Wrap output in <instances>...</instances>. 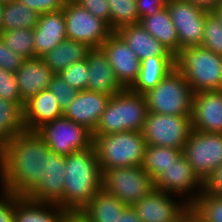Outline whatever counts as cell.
Segmentation results:
<instances>
[{
	"mask_svg": "<svg viewBox=\"0 0 222 222\" xmlns=\"http://www.w3.org/2000/svg\"><path fill=\"white\" fill-rule=\"evenodd\" d=\"M52 151L37 131L24 130L0 147V187L26 196L42 179Z\"/></svg>",
	"mask_w": 222,
	"mask_h": 222,
	"instance_id": "1",
	"label": "cell"
},
{
	"mask_svg": "<svg viewBox=\"0 0 222 222\" xmlns=\"http://www.w3.org/2000/svg\"><path fill=\"white\" fill-rule=\"evenodd\" d=\"M64 203L66 211H81L102 189V170L94 145L66 156Z\"/></svg>",
	"mask_w": 222,
	"mask_h": 222,
	"instance_id": "2",
	"label": "cell"
},
{
	"mask_svg": "<svg viewBox=\"0 0 222 222\" xmlns=\"http://www.w3.org/2000/svg\"><path fill=\"white\" fill-rule=\"evenodd\" d=\"M175 65L194 93L222 90V56L209 49L183 48L175 55Z\"/></svg>",
	"mask_w": 222,
	"mask_h": 222,
	"instance_id": "3",
	"label": "cell"
},
{
	"mask_svg": "<svg viewBox=\"0 0 222 222\" xmlns=\"http://www.w3.org/2000/svg\"><path fill=\"white\" fill-rule=\"evenodd\" d=\"M92 135L102 171L142 165L146 142L140 131Z\"/></svg>",
	"mask_w": 222,
	"mask_h": 222,
	"instance_id": "4",
	"label": "cell"
},
{
	"mask_svg": "<svg viewBox=\"0 0 222 222\" xmlns=\"http://www.w3.org/2000/svg\"><path fill=\"white\" fill-rule=\"evenodd\" d=\"M148 107L144 95L124 89L112 95L92 134L142 131Z\"/></svg>",
	"mask_w": 222,
	"mask_h": 222,
	"instance_id": "5",
	"label": "cell"
},
{
	"mask_svg": "<svg viewBox=\"0 0 222 222\" xmlns=\"http://www.w3.org/2000/svg\"><path fill=\"white\" fill-rule=\"evenodd\" d=\"M193 94L184 75L175 68L155 88L148 90L143 95L148 112L191 116Z\"/></svg>",
	"mask_w": 222,
	"mask_h": 222,
	"instance_id": "6",
	"label": "cell"
},
{
	"mask_svg": "<svg viewBox=\"0 0 222 222\" xmlns=\"http://www.w3.org/2000/svg\"><path fill=\"white\" fill-rule=\"evenodd\" d=\"M102 189L133 206L155 190V181L142 166L121 167L102 171Z\"/></svg>",
	"mask_w": 222,
	"mask_h": 222,
	"instance_id": "7",
	"label": "cell"
},
{
	"mask_svg": "<svg viewBox=\"0 0 222 222\" xmlns=\"http://www.w3.org/2000/svg\"><path fill=\"white\" fill-rule=\"evenodd\" d=\"M191 131V116L148 112L141 133L146 145L172 147L183 151Z\"/></svg>",
	"mask_w": 222,
	"mask_h": 222,
	"instance_id": "8",
	"label": "cell"
},
{
	"mask_svg": "<svg viewBox=\"0 0 222 222\" xmlns=\"http://www.w3.org/2000/svg\"><path fill=\"white\" fill-rule=\"evenodd\" d=\"M68 39L86 44L91 49H99L113 33L109 24L95 17L75 1H67L63 7Z\"/></svg>",
	"mask_w": 222,
	"mask_h": 222,
	"instance_id": "9",
	"label": "cell"
},
{
	"mask_svg": "<svg viewBox=\"0 0 222 222\" xmlns=\"http://www.w3.org/2000/svg\"><path fill=\"white\" fill-rule=\"evenodd\" d=\"M37 133L52 152L63 156L90 148L94 141L92 131L64 116L44 124Z\"/></svg>",
	"mask_w": 222,
	"mask_h": 222,
	"instance_id": "10",
	"label": "cell"
},
{
	"mask_svg": "<svg viewBox=\"0 0 222 222\" xmlns=\"http://www.w3.org/2000/svg\"><path fill=\"white\" fill-rule=\"evenodd\" d=\"M182 152L197 177L205 183L222 165V134L192 129Z\"/></svg>",
	"mask_w": 222,
	"mask_h": 222,
	"instance_id": "11",
	"label": "cell"
},
{
	"mask_svg": "<svg viewBox=\"0 0 222 222\" xmlns=\"http://www.w3.org/2000/svg\"><path fill=\"white\" fill-rule=\"evenodd\" d=\"M167 8L174 24L179 51L183 48L201 46L208 10L183 0H168Z\"/></svg>",
	"mask_w": 222,
	"mask_h": 222,
	"instance_id": "12",
	"label": "cell"
},
{
	"mask_svg": "<svg viewBox=\"0 0 222 222\" xmlns=\"http://www.w3.org/2000/svg\"><path fill=\"white\" fill-rule=\"evenodd\" d=\"M203 186L183 154L155 180V189L177 195L190 205L203 192Z\"/></svg>",
	"mask_w": 222,
	"mask_h": 222,
	"instance_id": "13",
	"label": "cell"
},
{
	"mask_svg": "<svg viewBox=\"0 0 222 222\" xmlns=\"http://www.w3.org/2000/svg\"><path fill=\"white\" fill-rule=\"evenodd\" d=\"M174 196L155 189L133 207L142 222H174L191 208L183 198Z\"/></svg>",
	"mask_w": 222,
	"mask_h": 222,
	"instance_id": "14",
	"label": "cell"
},
{
	"mask_svg": "<svg viewBox=\"0 0 222 222\" xmlns=\"http://www.w3.org/2000/svg\"><path fill=\"white\" fill-rule=\"evenodd\" d=\"M100 49L111 64L118 82L124 89H130L136 82L141 68V61L134 51L117 32H113Z\"/></svg>",
	"mask_w": 222,
	"mask_h": 222,
	"instance_id": "15",
	"label": "cell"
},
{
	"mask_svg": "<svg viewBox=\"0 0 222 222\" xmlns=\"http://www.w3.org/2000/svg\"><path fill=\"white\" fill-rule=\"evenodd\" d=\"M66 156L51 152L46 157L45 173L40 182L26 195L27 198L50 204L64 203Z\"/></svg>",
	"mask_w": 222,
	"mask_h": 222,
	"instance_id": "16",
	"label": "cell"
},
{
	"mask_svg": "<svg viewBox=\"0 0 222 222\" xmlns=\"http://www.w3.org/2000/svg\"><path fill=\"white\" fill-rule=\"evenodd\" d=\"M191 127L196 131L222 134V90L193 94Z\"/></svg>",
	"mask_w": 222,
	"mask_h": 222,
	"instance_id": "17",
	"label": "cell"
},
{
	"mask_svg": "<svg viewBox=\"0 0 222 222\" xmlns=\"http://www.w3.org/2000/svg\"><path fill=\"white\" fill-rule=\"evenodd\" d=\"M111 96L105 93L82 90L63 111V116L94 131Z\"/></svg>",
	"mask_w": 222,
	"mask_h": 222,
	"instance_id": "18",
	"label": "cell"
},
{
	"mask_svg": "<svg viewBox=\"0 0 222 222\" xmlns=\"http://www.w3.org/2000/svg\"><path fill=\"white\" fill-rule=\"evenodd\" d=\"M54 75L40 57L24 59L15 73L21 99L26 103L33 96L48 89Z\"/></svg>",
	"mask_w": 222,
	"mask_h": 222,
	"instance_id": "19",
	"label": "cell"
},
{
	"mask_svg": "<svg viewBox=\"0 0 222 222\" xmlns=\"http://www.w3.org/2000/svg\"><path fill=\"white\" fill-rule=\"evenodd\" d=\"M86 59L90 73L86 90L105 93L110 96L124 90L106 55L100 48L91 49Z\"/></svg>",
	"mask_w": 222,
	"mask_h": 222,
	"instance_id": "20",
	"label": "cell"
},
{
	"mask_svg": "<svg viewBox=\"0 0 222 222\" xmlns=\"http://www.w3.org/2000/svg\"><path fill=\"white\" fill-rule=\"evenodd\" d=\"M33 30L35 53L42 57L67 38L63 9L40 14Z\"/></svg>",
	"mask_w": 222,
	"mask_h": 222,
	"instance_id": "21",
	"label": "cell"
},
{
	"mask_svg": "<svg viewBox=\"0 0 222 222\" xmlns=\"http://www.w3.org/2000/svg\"><path fill=\"white\" fill-rule=\"evenodd\" d=\"M62 116L63 111L49 89L30 98L23 109V121L27 131H37L44 124Z\"/></svg>",
	"mask_w": 222,
	"mask_h": 222,
	"instance_id": "22",
	"label": "cell"
},
{
	"mask_svg": "<svg viewBox=\"0 0 222 222\" xmlns=\"http://www.w3.org/2000/svg\"><path fill=\"white\" fill-rule=\"evenodd\" d=\"M66 213L58 204L37 202L15 194L14 222H63Z\"/></svg>",
	"mask_w": 222,
	"mask_h": 222,
	"instance_id": "23",
	"label": "cell"
},
{
	"mask_svg": "<svg viewBox=\"0 0 222 222\" xmlns=\"http://www.w3.org/2000/svg\"><path fill=\"white\" fill-rule=\"evenodd\" d=\"M117 33L140 61L153 56H175L140 24L124 26Z\"/></svg>",
	"mask_w": 222,
	"mask_h": 222,
	"instance_id": "24",
	"label": "cell"
},
{
	"mask_svg": "<svg viewBox=\"0 0 222 222\" xmlns=\"http://www.w3.org/2000/svg\"><path fill=\"white\" fill-rule=\"evenodd\" d=\"M175 68V56H153L143 59L139 76L130 90L143 95L155 88Z\"/></svg>",
	"mask_w": 222,
	"mask_h": 222,
	"instance_id": "25",
	"label": "cell"
},
{
	"mask_svg": "<svg viewBox=\"0 0 222 222\" xmlns=\"http://www.w3.org/2000/svg\"><path fill=\"white\" fill-rule=\"evenodd\" d=\"M139 24L172 54L176 55L179 52L177 31L171 21L167 7L153 15L144 16L140 19Z\"/></svg>",
	"mask_w": 222,
	"mask_h": 222,
	"instance_id": "26",
	"label": "cell"
},
{
	"mask_svg": "<svg viewBox=\"0 0 222 222\" xmlns=\"http://www.w3.org/2000/svg\"><path fill=\"white\" fill-rule=\"evenodd\" d=\"M90 50L86 44L66 38L40 58L54 74H59L69 65L86 59Z\"/></svg>",
	"mask_w": 222,
	"mask_h": 222,
	"instance_id": "27",
	"label": "cell"
},
{
	"mask_svg": "<svg viewBox=\"0 0 222 222\" xmlns=\"http://www.w3.org/2000/svg\"><path fill=\"white\" fill-rule=\"evenodd\" d=\"M127 205L101 189L81 210L91 222H117Z\"/></svg>",
	"mask_w": 222,
	"mask_h": 222,
	"instance_id": "28",
	"label": "cell"
},
{
	"mask_svg": "<svg viewBox=\"0 0 222 222\" xmlns=\"http://www.w3.org/2000/svg\"><path fill=\"white\" fill-rule=\"evenodd\" d=\"M40 13L19 1H12L4 5L1 32L13 29H34L39 21Z\"/></svg>",
	"mask_w": 222,
	"mask_h": 222,
	"instance_id": "29",
	"label": "cell"
},
{
	"mask_svg": "<svg viewBox=\"0 0 222 222\" xmlns=\"http://www.w3.org/2000/svg\"><path fill=\"white\" fill-rule=\"evenodd\" d=\"M182 154L183 152L180 149L146 145L141 166L155 181Z\"/></svg>",
	"mask_w": 222,
	"mask_h": 222,
	"instance_id": "30",
	"label": "cell"
},
{
	"mask_svg": "<svg viewBox=\"0 0 222 222\" xmlns=\"http://www.w3.org/2000/svg\"><path fill=\"white\" fill-rule=\"evenodd\" d=\"M24 130L23 110L16 103L0 98V147Z\"/></svg>",
	"mask_w": 222,
	"mask_h": 222,
	"instance_id": "31",
	"label": "cell"
},
{
	"mask_svg": "<svg viewBox=\"0 0 222 222\" xmlns=\"http://www.w3.org/2000/svg\"><path fill=\"white\" fill-rule=\"evenodd\" d=\"M0 37L8 48L24 59L38 58L35 53L33 29L22 28L0 32Z\"/></svg>",
	"mask_w": 222,
	"mask_h": 222,
	"instance_id": "32",
	"label": "cell"
},
{
	"mask_svg": "<svg viewBox=\"0 0 222 222\" xmlns=\"http://www.w3.org/2000/svg\"><path fill=\"white\" fill-rule=\"evenodd\" d=\"M110 8V28L117 32L128 25L139 24L136 0H108Z\"/></svg>",
	"mask_w": 222,
	"mask_h": 222,
	"instance_id": "33",
	"label": "cell"
},
{
	"mask_svg": "<svg viewBox=\"0 0 222 222\" xmlns=\"http://www.w3.org/2000/svg\"><path fill=\"white\" fill-rule=\"evenodd\" d=\"M191 209L200 222H222V197L203 191Z\"/></svg>",
	"mask_w": 222,
	"mask_h": 222,
	"instance_id": "34",
	"label": "cell"
},
{
	"mask_svg": "<svg viewBox=\"0 0 222 222\" xmlns=\"http://www.w3.org/2000/svg\"><path fill=\"white\" fill-rule=\"evenodd\" d=\"M201 46L222 56V22L214 11L206 14Z\"/></svg>",
	"mask_w": 222,
	"mask_h": 222,
	"instance_id": "35",
	"label": "cell"
},
{
	"mask_svg": "<svg viewBox=\"0 0 222 222\" xmlns=\"http://www.w3.org/2000/svg\"><path fill=\"white\" fill-rule=\"evenodd\" d=\"M59 75L70 87L78 91L86 90L90 76L87 59L69 65L62 70Z\"/></svg>",
	"mask_w": 222,
	"mask_h": 222,
	"instance_id": "36",
	"label": "cell"
},
{
	"mask_svg": "<svg viewBox=\"0 0 222 222\" xmlns=\"http://www.w3.org/2000/svg\"><path fill=\"white\" fill-rule=\"evenodd\" d=\"M0 98L16 103L22 110L25 102L18 91L15 73L0 68Z\"/></svg>",
	"mask_w": 222,
	"mask_h": 222,
	"instance_id": "37",
	"label": "cell"
},
{
	"mask_svg": "<svg viewBox=\"0 0 222 222\" xmlns=\"http://www.w3.org/2000/svg\"><path fill=\"white\" fill-rule=\"evenodd\" d=\"M48 89L54 94L62 111L70 105L78 93V90L70 87L59 74L53 76Z\"/></svg>",
	"mask_w": 222,
	"mask_h": 222,
	"instance_id": "38",
	"label": "cell"
},
{
	"mask_svg": "<svg viewBox=\"0 0 222 222\" xmlns=\"http://www.w3.org/2000/svg\"><path fill=\"white\" fill-rule=\"evenodd\" d=\"M23 60L24 58L8 48L0 37V68L16 73Z\"/></svg>",
	"mask_w": 222,
	"mask_h": 222,
	"instance_id": "39",
	"label": "cell"
},
{
	"mask_svg": "<svg viewBox=\"0 0 222 222\" xmlns=\"http://www.w3.org/2000/svg\"><path fill=\"white\" fill-rule=\"evenodd\" d=\"M81 7L88 10L95 17L101 18L110 26V8L108 0H75Z\"/></svg>",
	"mask_w": 222,
	"mask_h": 222,
	"instance_id": "40",
	"label": "cell"
},
{
	"mask_svg": "<svg viewBox=\"0 0 222 222\" xmlns=\"http://www.w3.org/2000/svg\"><path fill=\"white\" fill-rule=\"evenodd\" d=\"M14 209L15 193L0 187V222H14Z\"/></svg>",
	"mask_w": 222,
	"mask_h": 222,
	"instance_id": "41",
	"label": "cell"
},
{
	"mask_svg": "<svg viewBox=\"0 0 222 222\" xmlns=\"http://www.w3.org/2000/svg\"><path fill=\"white\" fill-rule=\"evenodd\" d=\"M40 14L62 10L65 0H17Z\"/></svg>",
	"mask_w": 222,
	"mask_h": 222,
	"instance_id": "42",
	"label": "cell"
},
{
	"mask_svg": "<svg viewBox=\"0 0 222 222\" xmlns=\"http://www.w3.org/2000/svg\"><path fill=\"white\" fill-rule=\"evenodd\" d=\"M168 0H136L139 18L150 16L167 7Z\"/></svg>",
	"mask_w": 222,
	"mask_h": 222,
	"instance_id": "43",
	"label": "cell"
},
{
	"mask_svg": "<svg viewBox=\"0 0 222 222\" xmlns=\"http://www.w3.org/2000/svg\"><path fill=\"white\" fill-rule=\"evenodd\" d=\"M203 191L222 197V165L205 181Z\"/></svg>",
	"mask_w": 222,
	"mask_h": 222,
	"instance_id": "44",
	"label": "cell"
},
{
	"mask_svg": "<svg viewBox=\"0 0 222 222\" xmlns=\"http://www.w3.org/2000/svg\"><path fill=\"white\" fill-rule=\"evenodd\" d=\"M117 222H142L133 206H127L118 217Z\"/></svg>",
	"mask_w": 222,
	"mask_h": 222,
	"instance_id": "45",
	"label": "cell"
},
{
	"mask_svg": "<svg viewBox=\"0 0 222 222\" xmlns=\"http://www.w3.org/2000/svg\"><path fill=\"white\" fill-rule=\"evenodd\" d=\"M63 222H91L81 211H67Z\"/></svg>",
	"mask_w": 222,
	"mask_h": 222,
	"instance_id": "46",
	"label": "cell"
},
{
	"mask_svg": "<svg viewBox=\"0 0 222 222\" xmlns=\"http://www.w3.org/2000/svg\"><path fill=\"white\" fill-rule=\"evenodd\" d=\"M193 3L196 6L202 7L208 11H213L222 0H183Z\"/></svg>",
	"mask_w": 222,
	"mask_h": 222,
	"instance_id": "47",
	"label": "cell"
},
{
	"mask_svg": "<svg viewBox=\"0 0 222 222\" xmlns=\"http://www.w3.org/2000/svg\"><path fill=\"white\" fill-rule=\"evenodd\" d=\"M188 222H200L191 208L188 210Z\"/></svg>",
	"mask_w": 222,
	"mask_h": 222,
	"instance_id": "48",
	"label": "cell"
},
{
	"mask_svg": "<svg viewBox=\"0 0 222 222\" xmlns=\"http://www.w3.org/2000/svg\"><path fill=\"white\" fill-rule=\"evenodd\" d=\"M213 11L216 13V15L220 18L222 22V1Z\"/></svg>",
	"mask_w": 222,
	"mask_h": 222,
	"instance_id": "49",
	"label": "cell"
},
{
	"mask_svg": "<svg viewBox=\"0 0 222 222\" xmlns=\"http://www.w3.org/2000/svg\"><path fill=\"white\" fill-rule=\"evenodd\" d=\"M174 222H188V211L181 218Z\"/></svg>",
	"mask_w": 222,
	"mask_h": 222,
	"instance_id": "50",
	"label": "cell"
},
{
	"mask_svg": "<svg viewBox=\"0 0 222 222\" xmlns=\"http://www.w3.org/2000/svg\"><path fill=\"white\" fill-rule=\"evenodd\" d=\"M3 8H4V4L0 3V32H1V22H2Z\"/></svg>",
	"mask_w": 222,
	"mask_h": 222,
	"instance_id": "51",
	"label": "cell"
},
{
	"mask_svg": "<svg viewBox=\"0 0 222 222\" xmlns=\"http://www.w3.org/2000/svg\"><path fill=\"white\" fill-rule=\"evenodd\" d=\"M12 1H16V0H0V3L5 5V4H8Z\"/></svg>",
	"mask_w": 222,
	"mask_h": 222,
	"instance_id": "52",
	"label": "cell"
}]
</instances>
